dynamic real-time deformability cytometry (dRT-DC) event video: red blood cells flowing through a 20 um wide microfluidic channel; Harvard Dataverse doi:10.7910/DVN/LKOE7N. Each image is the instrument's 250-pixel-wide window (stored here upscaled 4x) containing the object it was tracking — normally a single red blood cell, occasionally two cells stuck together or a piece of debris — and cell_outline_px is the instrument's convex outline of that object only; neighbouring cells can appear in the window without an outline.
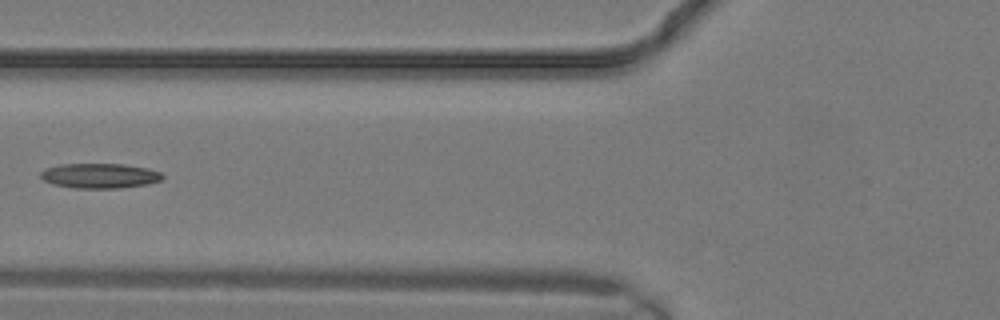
{"species": "common noctule bat (a hibernating species)", "species_latin": "Nyctalus noctula", "temperature_condition": "warm", "stored_images_in_passage": 14, "camera_frame_rate_fps": 3000, "um_per_image_px": 0.085, "animal": {"sex": "male", "body_mass_g": 19.2, "forearm_length_mm": 51.8}, "frame": {"image": 1, "passage_image": 10, "time_ms": 3.0, "image_size_px": [1000, 320], "cell_outline_px": [[164, 176], [160, 180], [148, 184], [116, 188], [76, 188], [52, 184], [44, 180], [40, 176], [40, 172], [44, 168], [60, 164], [124, 164], [148, 168], [160, 172]], "centroid_in_image_um": [8.45, 14.93], "position_along_channel_um": 117.3, "area_um2": 17.69}}
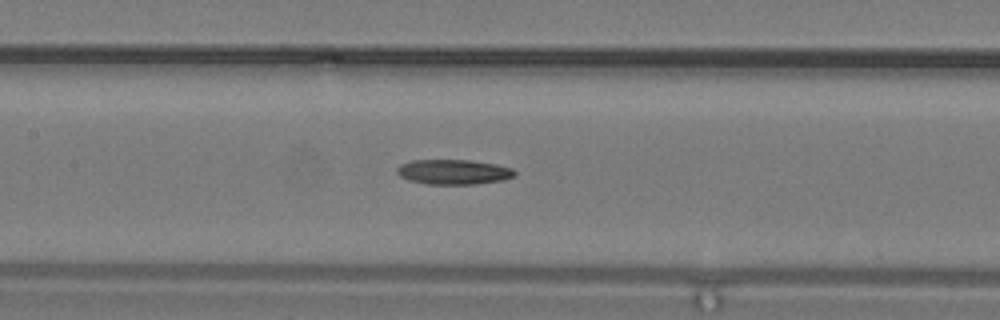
{"frame": {"image": 2, "passage_image": 12, "time_ms": 3.667, "image_size_px": [1000, 320], "cell_outline_px": [[516, 176], [504, 180], [476, 184], [428, 184], [408, 180], [400, 176], [396, 172], [396, 168], [400, 164], [412, 160], [472, 160], [496, 164], [512, 168], [516, 172]], "centroid_in_image_um": [38.56, 14.61], "position_along_channel_um": 168.8, "area_um2": 17.28}}
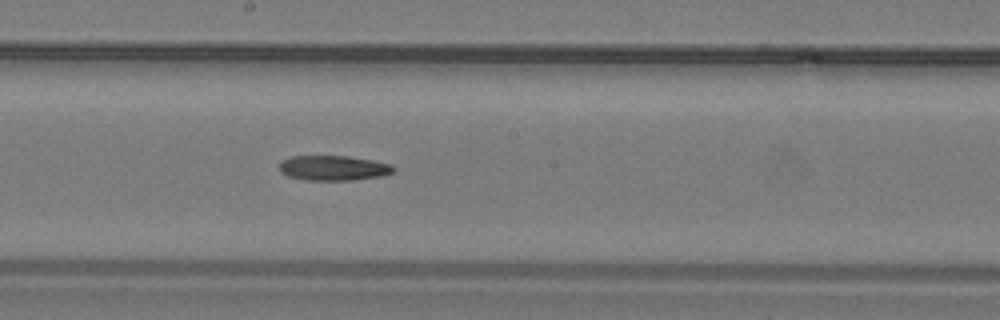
{"frame": {"image": 3, "passage_image": 14, "time_ms": 4.333, "image_size_px": [1000, 320], "cell_outline_px": [[396, 168], [392, 172], [380, 176], [352, 180], [308, 180], [288, 176], [280, 172], [280, 164], [284, 160], [292, 156], [348, 156], [372, 160], [392, 164]], "centroid_in_image_um": [28.36, 14.28], "position_along_channel_um": 219.8, "area_um2": 16.47}}